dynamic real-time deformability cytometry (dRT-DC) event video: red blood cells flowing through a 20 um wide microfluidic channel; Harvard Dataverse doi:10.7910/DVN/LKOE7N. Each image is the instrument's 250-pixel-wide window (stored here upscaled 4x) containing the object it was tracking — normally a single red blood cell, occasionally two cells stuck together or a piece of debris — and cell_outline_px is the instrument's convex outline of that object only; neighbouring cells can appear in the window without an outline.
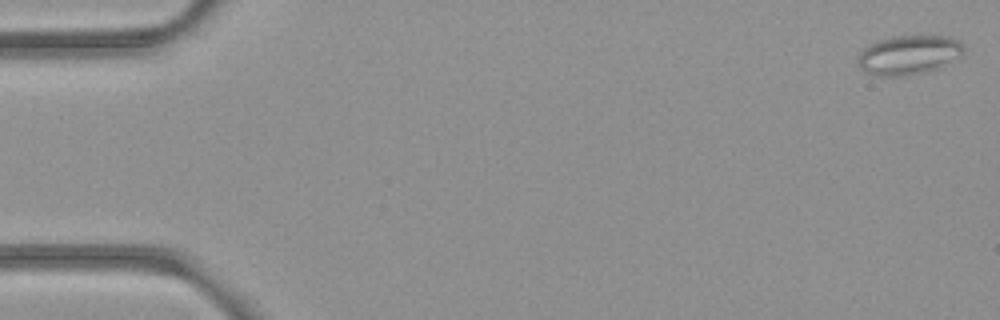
{"species": "common noctule bat (a hibernating species)", "species_latin": "Nyctalus noctula", "temperature_condition": "room temperature", "stored_images_in_passage": 6, "camera_frame_rate_fps": 3000, "um_per_image_px": 0.085, "animal": {"sex": "female", "body_mass_g": 21.9}, "frame": {"image": 1, "passage_image": 1, "time_ms": 0.0, "image_size_px": [1000, 320], "cell_outline_px": [[964, 52], [960, 56], [928, 72], [904, 76], [880, 76], [868, 72], [860, 68], [860, 52], [868, 44], [892, 36], [948, 36], [964, 44]], "centroid_in_image_um": [77.26, 4.66], "position_along_channel_um": 7.7, "area_um2": 23.93}}
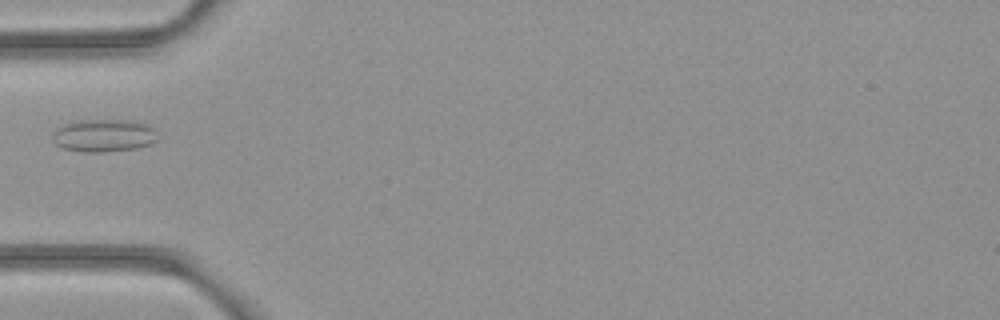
{"frame": {"image": 2, "passage_image": 6, "time_ms": 1.667, "image_size_px": [1000, 320], "cell_outline_px": [[156, 140], [152, 144], [136, 148], [104, 152], [80, 152], [64, 148], [56, 144], [52, 140], [52, 132], [56, 128], [72, 120], [132, 120], [152, 124], [156, 128]], "centroid_in_image_um": [8.83, 11.5], "position_along_channel_um": 76.2, "area_um2": 20.52}}